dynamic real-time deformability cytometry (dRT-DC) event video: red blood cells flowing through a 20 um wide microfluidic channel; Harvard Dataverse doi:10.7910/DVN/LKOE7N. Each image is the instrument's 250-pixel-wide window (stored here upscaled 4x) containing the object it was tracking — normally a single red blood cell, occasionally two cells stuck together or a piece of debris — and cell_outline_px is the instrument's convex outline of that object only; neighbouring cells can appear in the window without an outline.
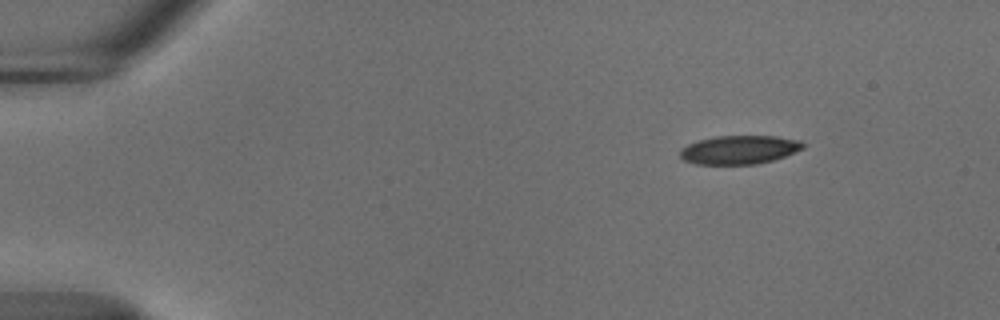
{"species": "common noctule bat (a hibernating species)", "species_latin": "Nyctalus noctula", "temperature_condition": "cold", "stored_images_in_passage": 26, "camera_frame_rate_fps": 3000, "um_per_image_px": 0.085, "animal": {"sex": "male", "body_mass_g": 18.8}, "frame": {"image": 1, "passage_image": 1, "time_ms": 0.0, "image_size_px": [1000, 320], "cell_outline_px": [[808, 144], [804, 148], [784, 156], [772, 160], [756, 164], [696, 164], [684, 160], [680, 156], [680, 148], [688, 144], [700, 140], [716, 136], [776, 136], [800, 140]], "centroid_in_image_um": [62.86, 12.72], "position_along_channel_um": 22.1, "area_um2": 20.52}}
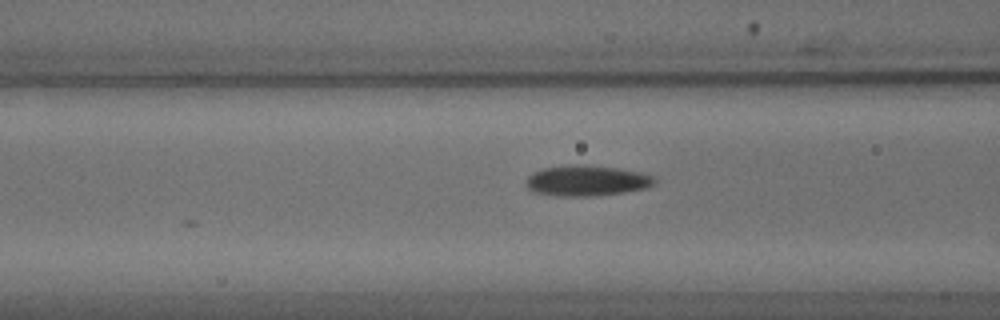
{"frame": {"image": 2, "passage_image": 16, "time_ms": 5.0, "image_size_px": [1000, 320], "cell_outline_px": [[656, 184], [648, 188], [624, 192], [592, 196], [556, 196], [532, 192], [524, 184], [528, 176], [532, 172], [544, 168], [568, 164], [588, 164], [620, 168], [640, 172], [652, 176], [656, 180]], "centroid_in_image_um": [49.85, 15.35], "position_along_channel_um": 116.7, "area_um2": 23.41}}
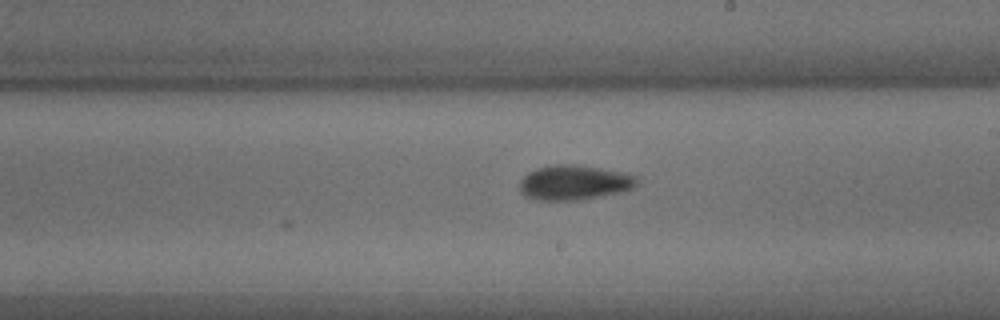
{"frame": {"image": 3, "passage_image": 26, "time_ms": 8.333, "image_size_px": [1000, 320], "cell_outline_px": [[640, 180], [632, 188], [620, 192], [576, 200], [536, 200], [524, 196], [520, 192], [520, 180], [528, 172], [536, 168], [548, 164], [576, 164], [628, 172], [636, 176]], "centroid_in_image_um": [48.8, 15.49], "position_along_channel_um": 240.2, "area_um2": 24.1}}